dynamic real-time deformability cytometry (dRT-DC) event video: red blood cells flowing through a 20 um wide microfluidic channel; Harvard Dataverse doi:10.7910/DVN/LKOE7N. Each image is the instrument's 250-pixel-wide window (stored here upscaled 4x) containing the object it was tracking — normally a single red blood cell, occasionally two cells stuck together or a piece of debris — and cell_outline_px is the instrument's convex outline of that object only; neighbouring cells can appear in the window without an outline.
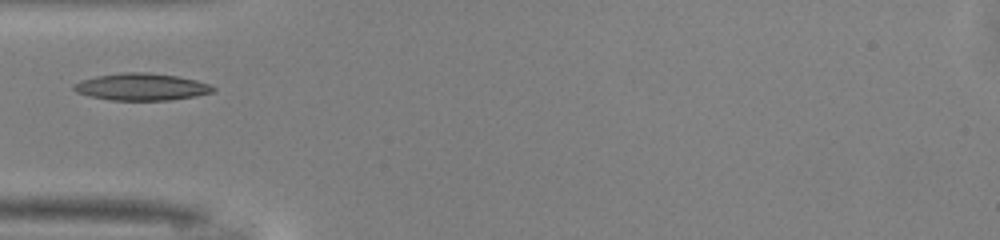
{"species": "common noctule bat (a hibernating species)", "species_latin": "Nyctalus noctula", "temperature_condition": "warm", "stored_images_in_passage": 24, "camera_frame_rate_fps": 3000, "um_per_image_px": 0.085, "animal": {"sex": "male", "body_mass_g": 13.0, "forearm_length_mm": 53.1}, "frame": {"image": 1, "passage_image": 1, "time_ms": 0.0, "image_size_px": [1000, 240], "cell_outline_px": [[216, 88], [212, 92], [196, 96], [172, 100], [112, 100], [88, 96], [76, 92], [72, 88], [72, 84], [80, 80], [96, 76], [124, 72], [148, 72], [176, 76], [196, 80], [208, 84]], "centroid_in_image_um": [11.99, 7.38], "position_along_channel_um": 73.0, "area_um2": 22.02}}
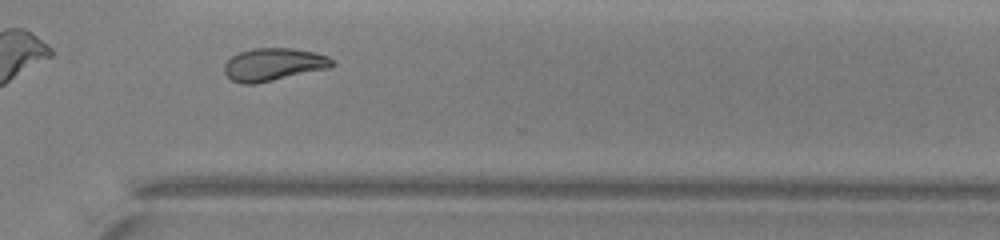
{"frame": {"image": 2, "passage_image": 21, "time_ms": 6.667, "image_size_px": [1000, 240], "cell_outline_px": [[336, 64], [328, 68], [256, 84], [244, 84], [232, 80], [224, 72], [224, 64], [232, 56], [240, 52], [252, 48], [292, 48], [316, 52], [328, 56]], "centroid_in_image_um": [23.25, 5.47], "position_along_channel_um": 347.3, "area_um2": 20.52}}